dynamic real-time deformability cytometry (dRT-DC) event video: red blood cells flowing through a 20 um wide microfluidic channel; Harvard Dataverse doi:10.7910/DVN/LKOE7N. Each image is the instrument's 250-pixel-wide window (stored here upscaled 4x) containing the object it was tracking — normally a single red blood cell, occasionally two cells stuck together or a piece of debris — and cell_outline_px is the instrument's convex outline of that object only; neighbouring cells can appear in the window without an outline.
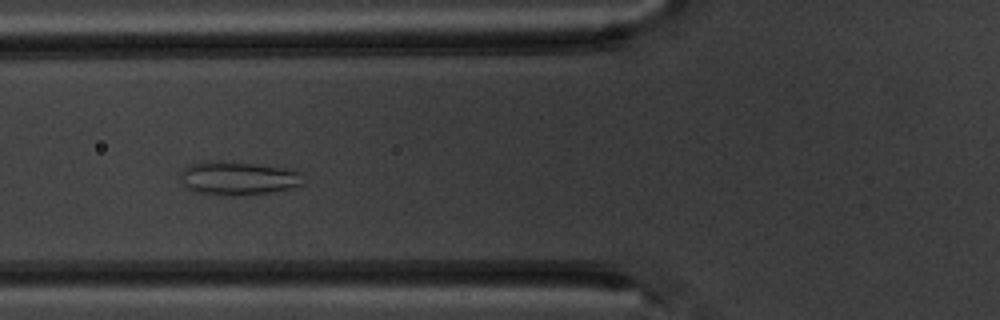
{"species": "common noctule bat (a hibernating species)", "species_latin": "Nyctalus noctula", "temperature_condition": "warm", "stored_images_in_passage": 10, "camera_frame_rate_fps": 3000, "um_per_image_px": 0.085, "animal": {"sex": "male", "body_mass_g": 20.1, "forearm_length_mm": 53.5}, "frame": {"image": 1, "passage_image": 6, "time_ms": 6.667, "image_size_px": [1000, 320], "cell_outline_px": [[304, 184], [272, 192], [232, 196], [228, 196], [192, 192], [184, 188], [180, 184], [180, 172], [184, 168], [192, 164], [204, 160], [220, 160], [256, 164], [288, 168], [300, 172]], "centroid_in_image_um": [20.15, 15.15], "position_along_channel_um": 105.6, "area_um2": 24.57}}
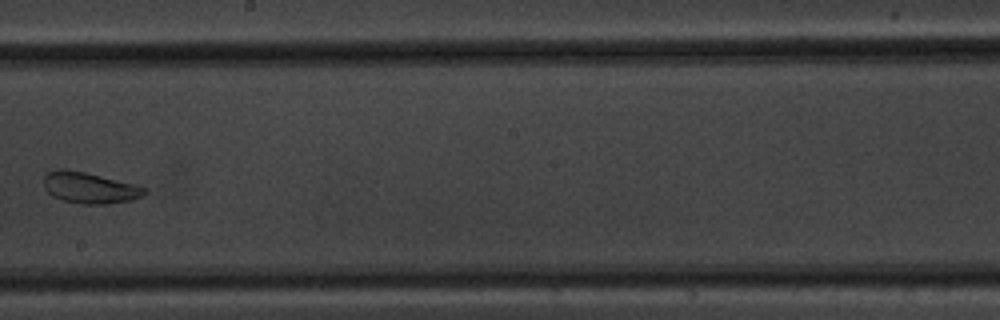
{"frame": {"image": 2, "passage_image": 9, "time_ms": 10.333, "image_size_px": [1000, 320], "cell_outline_px": [[144, 192], [140, 196], [132, 200], [108, 204], [80, 204], [64, 200], [52, 196], [44, 188], [44, 176], [48, 172], [56, 168], [64, 168], [84, 172], [136, 184], [144, 188]], "centroid_in_image_um": [7.56, 15.95], "position_along_channel_um": 240.6, "area_um2": 18.21}}
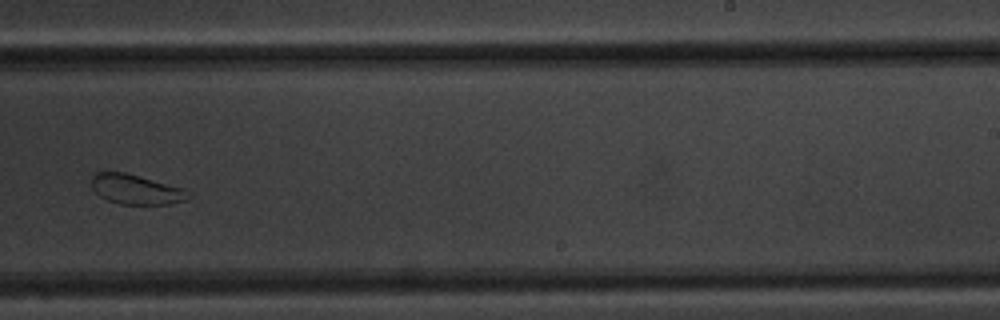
{"frame": {"image": 3, "passage_image": 10, "time_ms": 11.333, "image_size_px": [1000, 320], "cell_outline_px": [[192, 196], [184, 200], [168, 204], [120, 204], [108, 200], [100, 196], [92, 188], [92, 176], [96, 172], [124, 172], [184, 188], [192, 192]], "centroid_in_image_um": [11.59, 16.1], "position_along_channel_um": 277.4, "area_um2": 16.76}}